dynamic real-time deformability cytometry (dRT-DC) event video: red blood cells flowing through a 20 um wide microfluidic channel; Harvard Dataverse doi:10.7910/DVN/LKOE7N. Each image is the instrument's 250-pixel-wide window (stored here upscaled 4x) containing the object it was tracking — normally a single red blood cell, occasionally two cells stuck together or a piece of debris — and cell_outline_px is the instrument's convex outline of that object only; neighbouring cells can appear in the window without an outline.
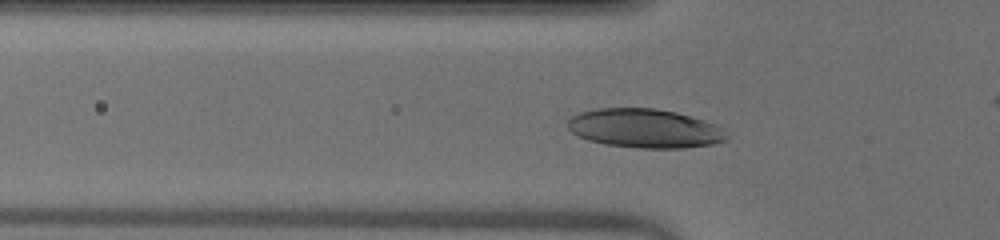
{"species": "human", "species_latin": "Homo sapiens", "temperature_condition": "warm", "stored_images_in_passage": 42, "camera_frame_rate_fps": 3000, "um_per_image_px": 0.085, "donor": {"sex": "male"}, "frame": {"image": 1, "passage_image": 11, "time_ms": 3.333, "image_size_px": [1000, 240], "cell_outline_px": [[728, 140], [712, 144], [684, 148], [636, 148], [608, 144], [588, 140], [572, 132], [568, 128], [568, 120], [572, 116], [580, 112], [596, 108], [656, 108], [676, 112], [704, 120], [716, 124], [724, 128], [728, 136]], "centroid_in_image_um": [54.84, 10.91], "position_along_channel_um": 71.0, "area_um2": 36.24}}
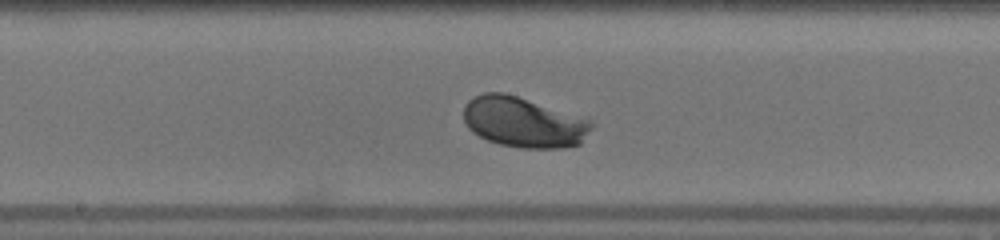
{"frame": {"image": 2, "passage_image": 21, "time_ms": 6.667, "image_size_px": [1000, 240], "cell_outline_px": [[596, 124], [580, 144], [560, 148], [520, 148], [500, 144], [488, 140], [472, 132], [468, 128], [464, 120], [464, 104], [468, 100], [484, 92], [504, 92], [592, 120]], "centroid_in_image_um": [44.51, 10.39], "position_along_channel_um": 203.7, "area_um2": 37.57}}
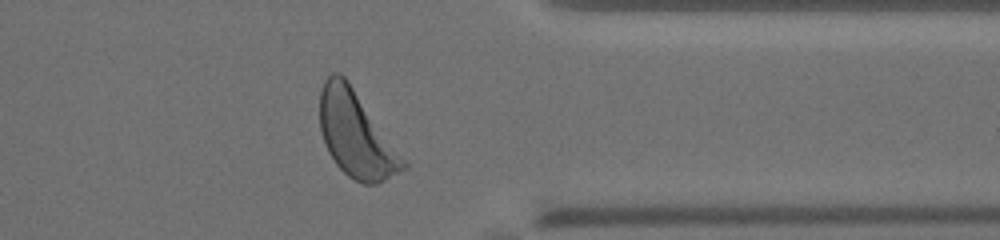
{"frame": {"image": 3, "passage_image": 35, "time_ms": 11.333, "image_size_px": [1000, 240], "cell_outline_px": [[408, 168], [376, 184], [364, 184], [348, 176], [336, 164], [328, 152], [324, 144], [320, 132], [320, 92], [324, 80], [332, 72], [340, 72], [348, 80], [408, 164]], "centroid_in_image_um": [30.24, 11.42], "position_along_channel_um": 381.2, "area_um2": 41.27}, "authors_computed_cell_mechanics": {"area_um2": 36.8475, "velocity_mm_per_s": 3.9767, "shape_relaxation_time_tau1_ms": 1.263, "shape_relaxation_time_tau2_ms": 2.3663, "deformation_change_tau1": 0.1123, "deformation_change_tau2": 0.0999}}